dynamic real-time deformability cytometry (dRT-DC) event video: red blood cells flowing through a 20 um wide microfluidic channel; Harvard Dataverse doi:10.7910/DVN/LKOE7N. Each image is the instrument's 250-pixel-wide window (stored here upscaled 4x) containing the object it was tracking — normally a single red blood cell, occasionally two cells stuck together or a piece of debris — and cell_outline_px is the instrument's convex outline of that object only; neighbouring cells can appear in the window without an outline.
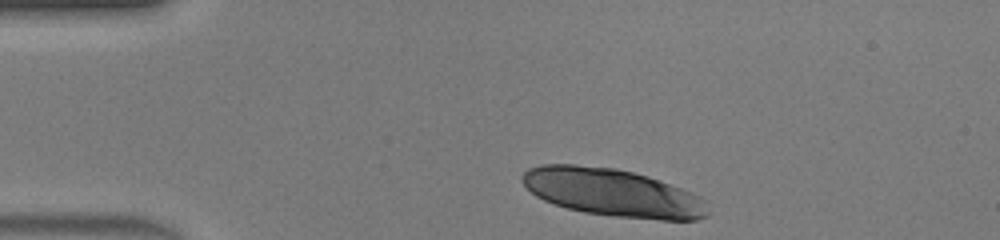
{"species": "human", "species_latin": "Homo sapiens", "temperature_condition": "warm", "stored_images_in_passage": 31, "camera_frame_rate_fps": 3000, "um_per_image_px": 0.085, "donor": {"sex": "male"}, "frame": {"image": 1, "passage_image": 1, "time_ms": 0.0, "image_size_px": [1000, 240], "cell_outline_px": [[708, 216], [696, 220], [660, 220], [612, 216], [584, 212], [568, 208], [544, 200], [536, 196], [520, 180], [520, 176], [528, 168], [540, 164], [576, 164], [616, 168], [648, 176], [692, 192], [708, 200]], "centroid_in_image_um": [52.11, 16.37], "position_along_channel_um": 32.9, "area_um2": 51.96}}
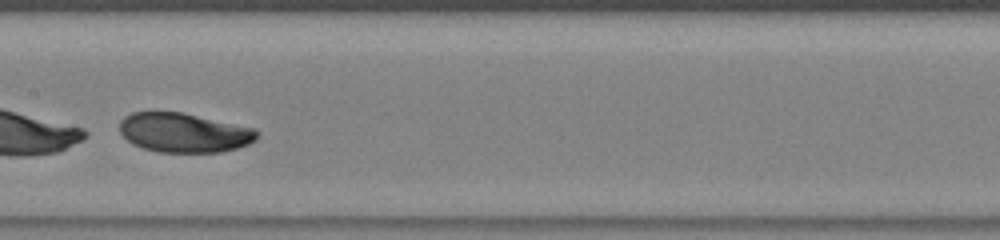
{"frame": {"image": 2, "passage_image": 16, "time_ms": 5.0, "image_size_px": [1000, 240], "cell_outline_px": [[260, 132], [256, 140], [248, 144], [236, 148], [220, 152], [156, 152], [132, 144], [120, 132], [120, 120], [124, 116], [132, 112], [180, 112], [256, 128]], "centroid_in_image_um": [15.65, 11.28], "position_along_channel_um": 191.8, "area_um2": 31.56}}
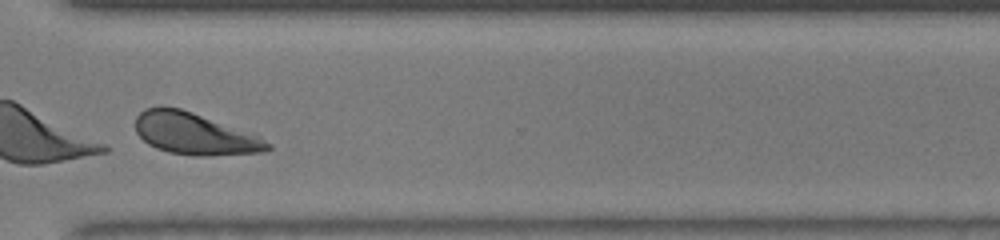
{"frame": {"image": 3, "passage_image": 27, "time_ms": 8.667, "image_size_px": [1000, 240], "cell_outline_px": [[272, 148], [268, 152], [208, 156], [196, 156], [168, 152], [156, 148], [148, 144], [136, 132], [136, 116], [144, 108], [160, 104], [164, 104], [180, 108], [192, 112], [260, 136], [272, 144]], "centroid_in_image_um": [16.54, 11.36], "position_along_channel_um": 354.1, "area_um2": 32.6}, "authors_computed_cell_mechanics": {"area_um2": 32.7148, "velocity_mm_per_s": 4.4158, "shape_relaxation_time_tau1_ms": 1.0685, "shape_relaxation_time_tau2_ms": 7.4958, "deformation_change_tau1": 0.2988, "deformation_change_tau2": 0.1379}}